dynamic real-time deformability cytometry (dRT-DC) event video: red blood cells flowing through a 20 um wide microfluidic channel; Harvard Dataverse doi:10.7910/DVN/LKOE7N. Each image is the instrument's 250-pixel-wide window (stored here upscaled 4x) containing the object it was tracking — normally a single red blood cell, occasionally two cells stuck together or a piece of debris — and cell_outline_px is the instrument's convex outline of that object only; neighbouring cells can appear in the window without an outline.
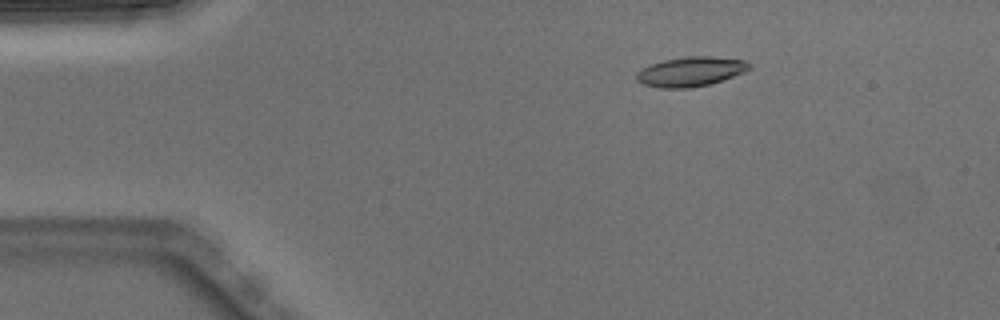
{"species": "Egyptian fruit bat (a non-hibernating species)", "species_latin": "Rousettus aegyptiacus", "temperature_condition": "warm", "stored_images_in_passage": 4, "camera_frame_rate_fps": 3000, "um_per_image_px": 0.085, "animal": {"sex": "male"}, "frame": {"image": 1, "passage_image": 1, "time_ms": 0.0, "image_size_px": [1000, 320], "cell_outline_px": [[752, 68], [744, 72], [708, 84], [688, 88], [660, 88], [644, 84], [636, 80], [636, 72], [652, 64], [664, 60], [684, 56], [708, 56], [744, 60], [752, 64]], "centroid_in_image_um": [58.71, 6.08], "position_along_channel_um": 26.3, "area_um2": 19.25}}
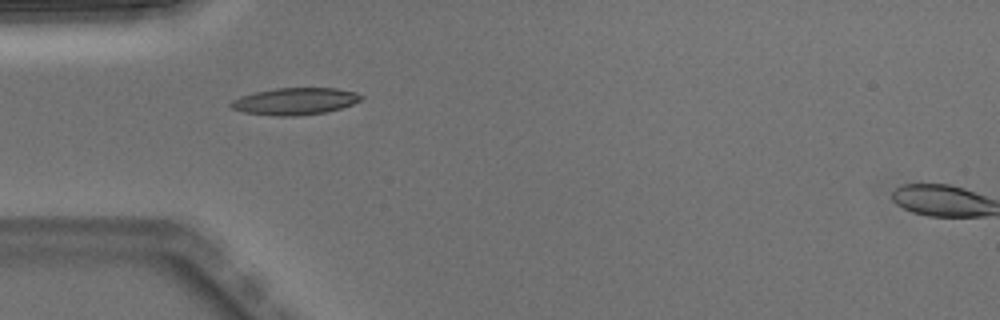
{"frame": {"image": 2, "passage_image": 3, "time_ms": 0.667, "image_size_px": [1000, 320], "cell_outline_px": [[364, 96], [360, 100], [352, 104], [340, 108], [324, 112], [296, 116], [280, 116], [244, 112], [232, 108], [228, 104], [232, 100], [240, 96], [256, 92], [276, 88], [336, 88], [356, 92]], "centroid_in_image_um": [25.07, 8.6], "position_along_channel_um": 59.9, "area_um2": 20.29}}